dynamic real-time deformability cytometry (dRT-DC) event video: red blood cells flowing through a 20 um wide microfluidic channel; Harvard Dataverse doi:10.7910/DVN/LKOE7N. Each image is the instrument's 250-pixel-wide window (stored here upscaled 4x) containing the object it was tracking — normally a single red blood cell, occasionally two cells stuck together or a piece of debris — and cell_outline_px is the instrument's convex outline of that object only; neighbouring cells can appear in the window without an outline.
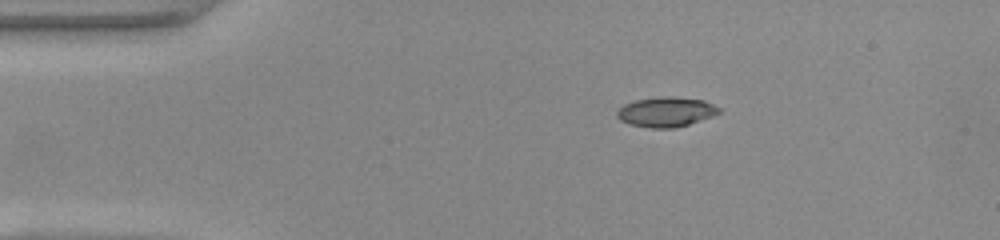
{"species": "common noctule bat (a hibernating species)", "species_latin": "Nyctalus noctula", "temperature_condition": "warm", "stored_images_in_passage": 41, "camera_frame_rate_fps": 3000, "um_per_image_px": 0.085, "animal": {"sex": "female", "body_mass_g": 22.0, "forearm_length_mm": 56.7}, "frame": {"image": 1, "passage_image": 1, "time_ms": 0.0, "image_size_px": [1000, 240], "cell_outline_px": [[720, 112], [712, 116], [676, 128], [648, 128], [628, 124], [620, 120], [616, 116], [616, 112], [624, 104], [636, 100], [660, 96], [672, 96], [704, 100], [720, 108]], "centroid_in_image_um": [56.58, 9.51], "position_along_channel_um": 28.4, "area_um2": 17.8}}
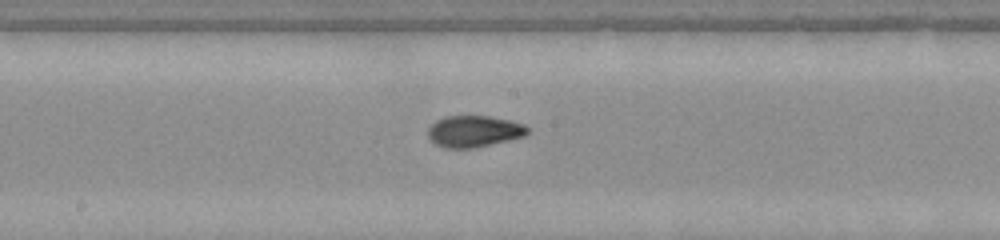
{"frame": {"image": 2, "passage_image": 18, "time_ms": 5.667, "image_size_px": [1000, 240], "cell_outline_px": [[528, 132], [524, 136], [508, 140], [472, 148], [444, 148], [436, 144], [428, 136], [428, 128], [436, 120], [444, 116], [488, 116], [508, 120], [524, 124], [528, 128]], "centroid_in_image_um": [40.26, 11.16], "position_along_channel_um": 207.9, "area_um2": 18.09}}
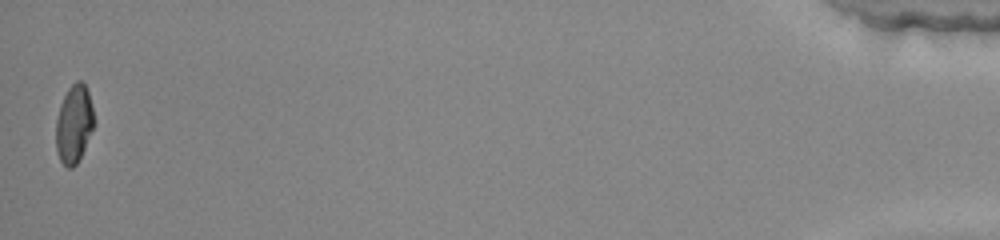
{"frame": {"image": 3, "passage_image": 41, "time_ms": 13.333, "image_size_px": [1000, 240], "cell_outline_px": [[92, 128], [84, 148], [76, 164], [72, 168], [68, 168], [60, 160], [56, 148], [56, 120], [60, 104], [68, 88], [76, 80], [80, 80], [84, 84], [88, 92], [92, 108]], "centroid_in_image_um": [6.25, 10.52], "position_along_channel_um": 428.9, "area_um2": 16.82}, "authors_computed_cell_mechanics": {"area_um2": 17.7446, "velocity_mm_per_s": 4.1645, "shape_relaxation_time_tau1_ms": null, "shape_relaxation_time_tau2_ms": 1.0943, "deformation_change_tau1": null, "deformation_change_tau2": 0.0571}}